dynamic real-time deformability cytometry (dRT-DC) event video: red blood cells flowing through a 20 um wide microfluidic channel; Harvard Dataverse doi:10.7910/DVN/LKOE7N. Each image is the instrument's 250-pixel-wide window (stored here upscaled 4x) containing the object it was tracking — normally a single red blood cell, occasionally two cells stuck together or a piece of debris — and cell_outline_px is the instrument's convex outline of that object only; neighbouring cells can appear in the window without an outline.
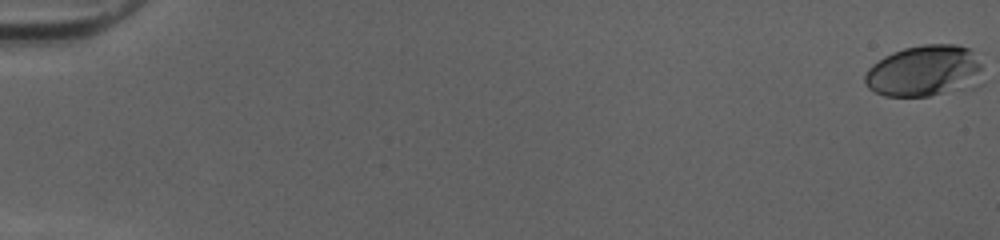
{"species": "human", "species_latin": "Homo sapiens", "temperature_condition": "cold", "stored_images_in_passage": 53, "camera_frame_rate_fps": 3000, "um_per_image_px": 0.085, "donor": {"sex": "female"}, "frame": {"image": 1, "passage_image": 1, "time_ms": 0.0, "image_size_px": [1000, 240], "cell_outline_px": [[984, 84], [972, 88], [928, 96], [884, 96], [868, 88], [864, 84], [864, 76], [868, 68], [872, 64], [884, 56], [892, 52], [904, 48], [924, 44], [956, 44], [968, 48], [972, 52], [980, 64]], "centroid_in_image_um": [78.6, 6.05], "position_along_channel_um": 6.4, "area_um2": 35.95}}
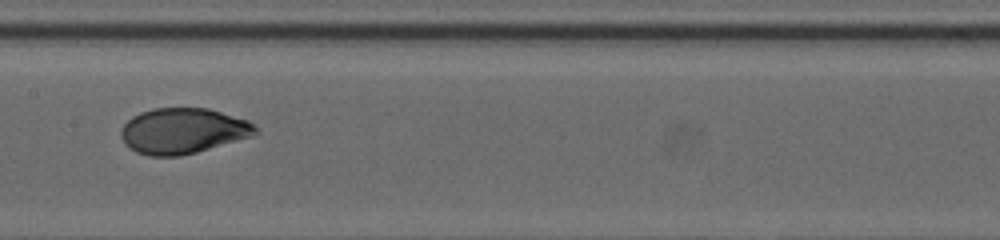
{"frame": {"image": 2, "passage_image": 29, "time_ms": 9.333, "image_size_px": [1000, 240], "cell_outline_px": [[260, 132], [236, 140], [196, 152], [180, 156], [148, 156], [136, 152], [128, 148], [124, 144], [120, 136], [120, 128], [132, 116], [140, 112], [152, 108], [208, 108], [248, 120]], "centroid_in_image_um": [15.47, 11.12], "position_along_channel_um": 191.9, "area_um2": 35.66}}
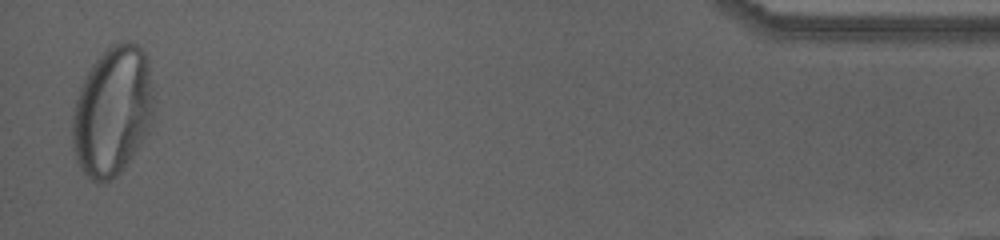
{"frame": {"image": 3, "passage_image": 52, "time_ms": 17.0, "image_size_px": [1000, 240], "cell_outline_px": [[152, 116], [148, 132], [132, 156], [120, 172], [116, 176], [108, 180], [96, 184], [80, 168], [76, 156], [72, 140], [72, 116], [76, 100], [80, 88], [92, 64], [112, 44], [128, 40], [132, 40], [144, 52], [148, 60], [152, 88]], "centroid_in_image_um": [9.56, 9.44], "position_along_channel_um": 425.6, "area_um2": 60.86}, "authors_computed_cell_mechanics": {"area_um2": 35.7204, "velocity_mm_per_s": 4.0431, "shape_relaxation_time_tau1_ms": 3.8109, "shape_relaxation_time_tau2_ms": null, "deformation_change_tau1": 0.189, "deformation_change_tau2": null}}